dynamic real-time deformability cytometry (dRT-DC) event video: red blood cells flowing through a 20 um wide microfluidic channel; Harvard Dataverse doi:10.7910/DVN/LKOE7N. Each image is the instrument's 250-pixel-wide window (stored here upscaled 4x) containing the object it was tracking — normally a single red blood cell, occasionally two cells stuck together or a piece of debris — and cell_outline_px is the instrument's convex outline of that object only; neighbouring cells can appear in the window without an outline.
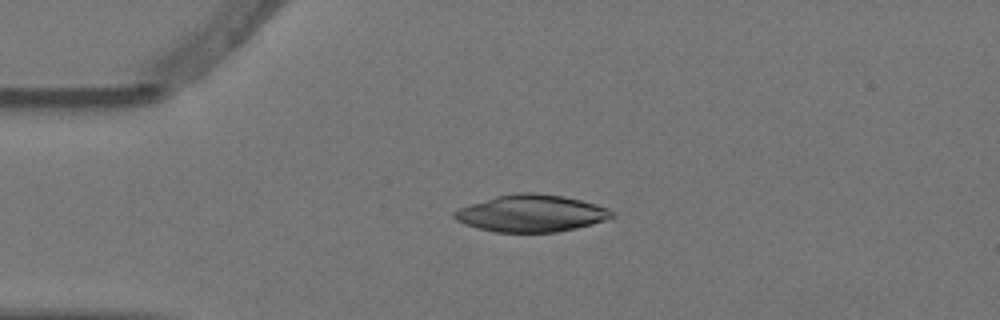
{"species": "Egyptian fruit bat (a non-hibernating species)", "species_latin": "Rousettus aegyptiacus", "temperature_condition": "warm", "stored_images_in_passage": 3, "camera_frame_rate_fps": 3000, "um_per_image_px": 0.085, "animal": {"sex": "female"}, "frame": {"image": 1, "passage_image": 2, "time_ms": 0.333, "image_size_px": [1000, 320], "cell_outline_px": [[616, 216], [592, 224], [576, 228], [556, 232], [496, 232], [464, 224], [456, 220], [452, 216], [452, 212], [460, 208], [496, 196], [520, 192], [532, 192], [564, 196], [596, 204], [608, 208], [616, 212]], "centroid_in_image_um": [45.19, 18.13], "position_along_channel_um": 39.8, "area_um2": 33.87}}